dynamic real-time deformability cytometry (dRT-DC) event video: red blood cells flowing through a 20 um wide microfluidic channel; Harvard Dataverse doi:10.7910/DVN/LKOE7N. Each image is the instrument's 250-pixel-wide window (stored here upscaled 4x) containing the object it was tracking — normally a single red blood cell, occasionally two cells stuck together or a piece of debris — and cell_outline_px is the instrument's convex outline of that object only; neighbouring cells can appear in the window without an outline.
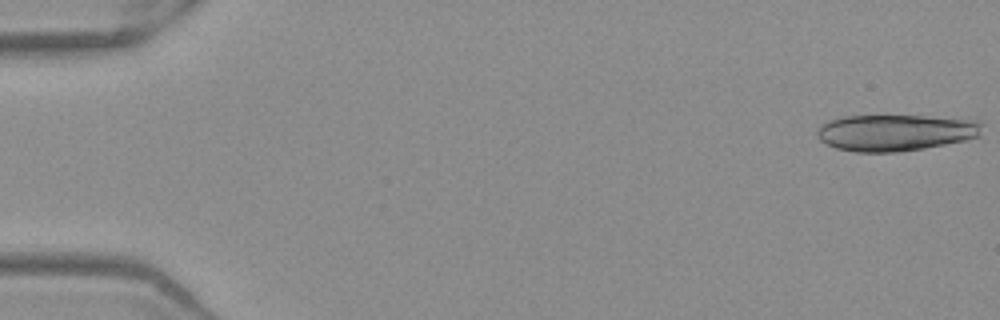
{"species": "Egyptian fruit bat (a non-hibernating species)", "species_latin": "Rousettus aegyptiacus", "temperature_condition": "warm", "stored_images_in_passage": 18, "camera_frame_rate_fps": 3000, "um_per_image_px": 0.085, "frame": {"image": 1, "passage_image": 1, "time_ms": 0.0, "image_size_px": [1000, 320], "cell_outline_px": [[980, 136], [964, 140], [924, 148], [900, 152], [856, 152], [836, 148], [820, 140], [816, 136], [816, 128], [820, 124], [828, 120], [844, 116], [924, 116], [980, 120]], "centroid_in_image_um": [76.05, 11.27], "position_along_channel_um": 8.9, "area_um2": 35.08}}